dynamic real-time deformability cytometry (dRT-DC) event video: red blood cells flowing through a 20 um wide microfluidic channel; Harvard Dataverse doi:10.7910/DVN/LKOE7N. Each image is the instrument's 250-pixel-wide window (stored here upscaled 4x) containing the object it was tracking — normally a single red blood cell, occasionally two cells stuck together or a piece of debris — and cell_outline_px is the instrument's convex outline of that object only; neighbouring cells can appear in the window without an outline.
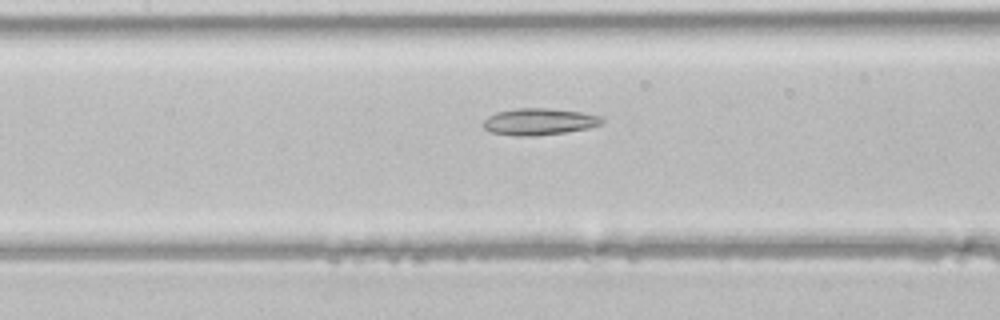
{"species": "common noctule bat (a hibernating species)", "species_latin": "Nyctalus noctula", "temperature_condition": "room temperature", "stored_images_in_passage": 20, "camera_frame_rate_fps": 3000, "um_per_image_px": 0.085, "animal": {"sex": "male", "body_mass_g": 21.5, "forearm_length_mm": 52.0}, "frame": {"image": 1, "passage_image": 15, "time_ms": 4.667, "image_size_px": [1000, 320], "cell_outline_px": [[604, 120], [600, 124], [588, 128], [564, 132], [536, 136], [516, 136], [492, 132], [484, 128], [484, 120], [488, 116], [496, 112], [520, 108], [544, 108], [580, 112], [600, 116]], "centroid_in_image_um": [45.81, 10.34], "position_along_channel_um": 161.6, "area_um2": 18.21}}